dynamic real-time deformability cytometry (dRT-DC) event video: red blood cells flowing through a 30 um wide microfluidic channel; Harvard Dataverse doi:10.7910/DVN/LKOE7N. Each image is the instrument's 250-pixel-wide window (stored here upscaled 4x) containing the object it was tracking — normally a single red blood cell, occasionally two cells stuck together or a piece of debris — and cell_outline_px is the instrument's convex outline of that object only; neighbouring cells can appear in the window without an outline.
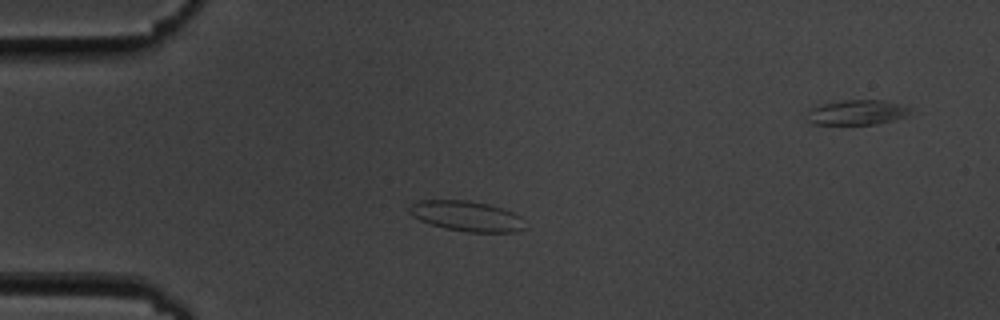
{"species": "common noctule bat (a hibernating species)", "species_latin": "Nyctalus noctula", "temperature_condition": "cold", "stored_images_in_passage": 43, "camera_frame_rate_fps": 3000, "um_per_image_px": 0.085, "animal": {"sex": "male", "body_mass_g": 19.5, "forearm_length_mm": 54.6}, "frame": {"image": 1, "passage_image": 1, "time_ms": 0.0, "image_size_px": [1000, 320], "cell_outline_px": [[528, 228], [516, 232], [468, 232], [444, 228], [420, 220], [412, 216], [408, 212], [408, 208], [412, 204], [420, 200], [468, 200], [488, 204], [504, 208], [520, 216]], "centroid_in_image_um": [39.69, 18.37], "position_along_channel_um": 45.3, "area_um2": 20.58}}
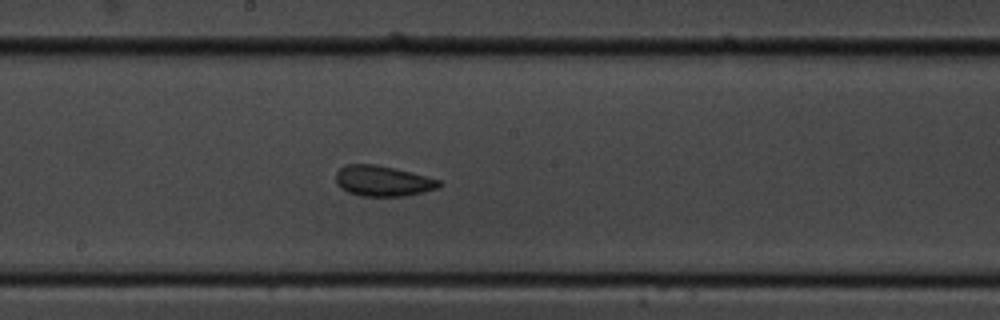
{"frame": {"image": 2, "passage_image": 17, "time_ms": 5.333, "image_size_px": [1000, 320], "cell_outline_px": [[444, 184], [440, 188], [424, 192], [404, 196], [360, 196], [348, 192], [340, 188], [336, 184], [336, 172], [344, 164], [376, 164], [396, 168], [412, 172], [440, 180]], "centroid_in_image_um": [32.55, 15.38], "position_along_channel_um": 215.6, "area_um2": 18.73}}
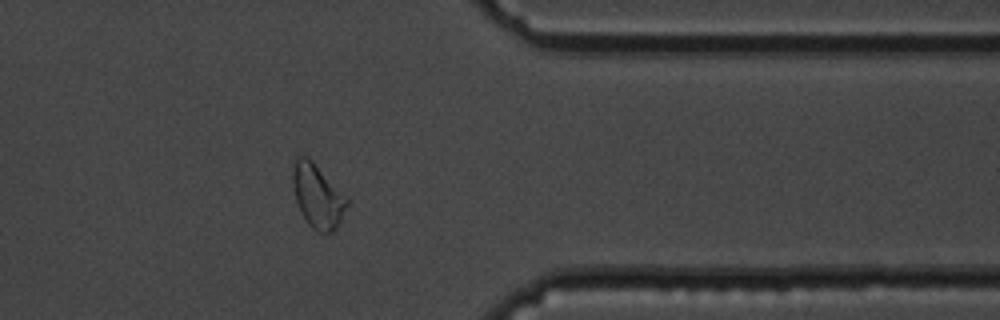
{"frame": {"image": 3, "passage_image": 32, "time_ms": 10.333, "image_size_px": [1000, 320], "cell_outline_px": [[348, 204], [336, 228], [332, 232], [316, 232], [308, 224], [300, 212], [296, 200], [292, 180], [292, 168], [296, 156], [308, 156], [312, 160], [348, 200]], "centroid_in_image_um": [26.95, 16.66], "position_along_channel_um": 384.4, "area_um2": 19.83}, "authors_computed_cell_mechanics": {"area_um2": 18.496, "velocity_mm_per_s": 3.5885, "shape_relaxation_time_tau1_ms": 3.5894, "shape_relaxation_time_tau2_ms": 2.2186, "deformation_change_tau1": 0.0987, "deformation_change_tau2": 0.071}}